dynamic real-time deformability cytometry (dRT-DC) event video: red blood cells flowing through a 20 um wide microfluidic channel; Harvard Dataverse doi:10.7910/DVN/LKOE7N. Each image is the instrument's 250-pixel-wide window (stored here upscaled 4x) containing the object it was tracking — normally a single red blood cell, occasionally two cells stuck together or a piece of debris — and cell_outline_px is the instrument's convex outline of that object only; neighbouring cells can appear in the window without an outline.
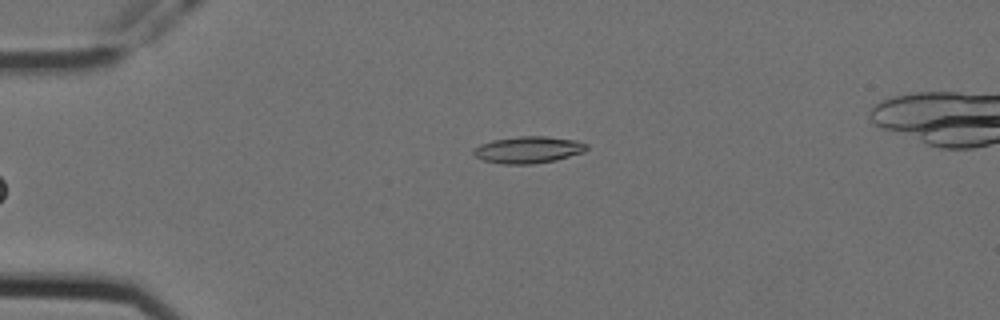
{"species": "Egyptian fruit bat (a non-hibernating species)", "species_latin": "Rousettus aegyptiacus", "temperature_condition": "cold", "stored_images_in_passage": 39, "camera_frame_rate_fps": 3000, "um_per_image_px": 0.085, "animal": {"sex": "female"}, "frame": {"image": 1, "passage_image": 1, "time_ms": 0.0, "image_size_px": [1000, 320], "cell_outline_px": [[588, 148], [584, 152], [556, 160], [532, 164], [504, 164], [484, 160], [476, 156], [472, 152], [480, 144], [492, 140], [520, 136], [548, 136], [576, 140], [588, 144]], "centroid_in_image_um": [44.94, 12.72], "position_along_channel_um": 40.1, "area_um2": 17.63}}
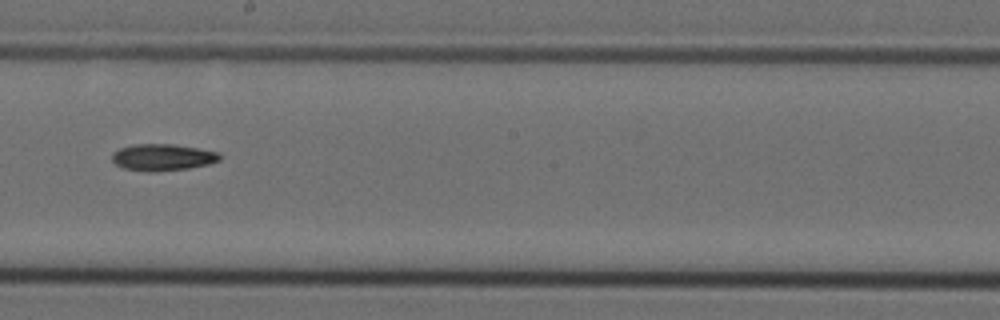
{"frame": {"image": 2, "passage_image": 20, "time_ms": 6.333, "image_size_px": [1000, 320], "cell_outline_px": [[220, 160], [208, 164], [188, 168], [156, 172], [148, 172], [124, 168], [116, 164], [112, 160], [112, 152], [120, 148], [132, 144], [172, 144], [220, 152]], "centroid_in_image_um": [13.8, 13.37], "position_along_channel_um": 234.4, "area_um2": 16.76}}
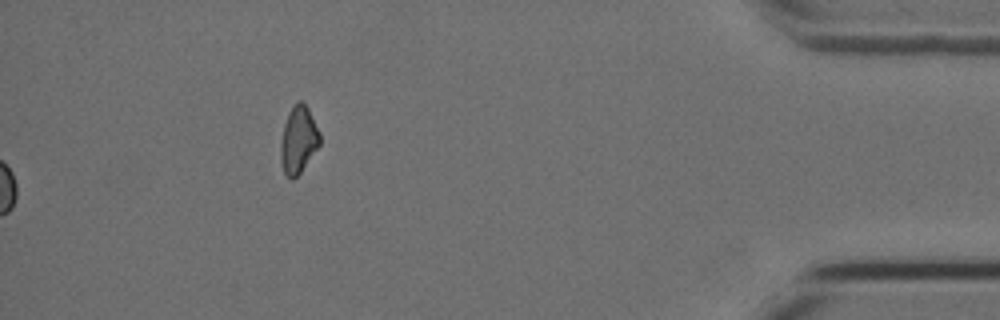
{"frame": {"image": 3, "passage_image": 39, "time_ms": 12.667, "image_size_px": [1000, 320], "cell_outline_px": [[320, 144], [300, 172], [292, 180], [284, 172], [280, 160], [280, 144], [284, 124], [288, 112], [296, 100], [300, 100], [308, 108], [320, 132]], "centroid_in_image_um": [25.35, 11.85], "position_along_channel_um": 409.8, "area_um2": 15.26}}